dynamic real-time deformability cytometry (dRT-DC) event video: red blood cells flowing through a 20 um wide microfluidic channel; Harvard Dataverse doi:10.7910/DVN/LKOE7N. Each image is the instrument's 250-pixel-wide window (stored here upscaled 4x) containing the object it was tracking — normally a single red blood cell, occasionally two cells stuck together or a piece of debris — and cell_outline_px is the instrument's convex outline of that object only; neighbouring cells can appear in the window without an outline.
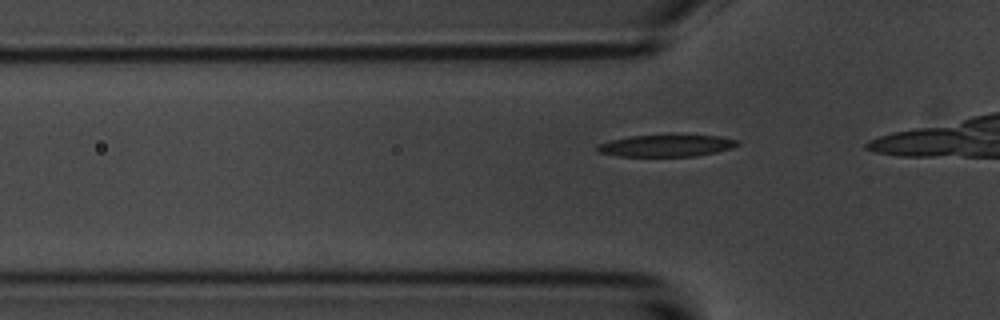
{"species": "common noctule bat (a hibernating species)", "species_latin": "Nyctalus noctula", "temperature_condition": "room temperature", "stored_images_in_passage": 18, "camera_frame_rate_fps": 3000, "um_per_image_px": 0.085, "animal": {"sex": "male", "body_mass_g": 20.1, "forearm_length_mm": 53.5}, "frame": {"image": 1, "passage_image": 13, "time_ms": 4.0, "image_size_px": [1000, 320], "cell_outline_px": [[740, 144], [732, 148], [716, 152], [696, 156], [620, 156], [600, 152], [596, 148], [596, 144], [628, 136], [672, 132], [720, 136], [740, 140]], "centroid_in_image_um": [56.71, 12.32], "position_along_channel_um": 69.1, "area_um2": 18.9}}